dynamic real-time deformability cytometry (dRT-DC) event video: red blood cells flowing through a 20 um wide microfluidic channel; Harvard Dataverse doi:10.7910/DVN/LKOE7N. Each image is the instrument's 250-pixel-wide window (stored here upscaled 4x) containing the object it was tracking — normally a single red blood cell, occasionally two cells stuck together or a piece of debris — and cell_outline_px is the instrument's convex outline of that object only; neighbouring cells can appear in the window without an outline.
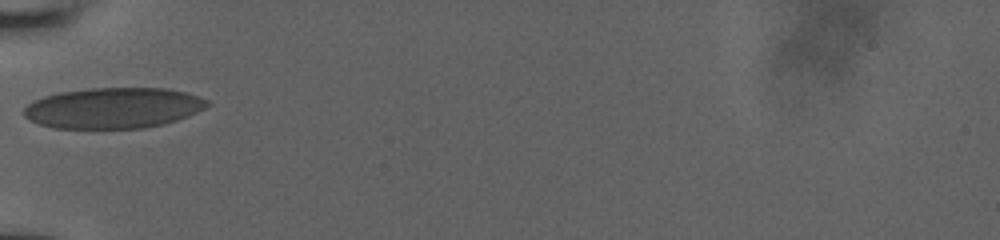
{"species": "human", "species_latin": "Homo sapiens", "temperature_condition": "room temperature", "stored_images_in_passage": 13, "camera_frame_rate_fps": 3000, "um_per_image_px": 0.085, "donor": {"sex": "male"}, "frame": {"image": 1, "passage_image": 1, "time_ms": 0.0, "image_size_px": [1000, 240], "cell_outline_px": [[212, 104], [188, 116], [176, 120], [144, 128], [52, 128], [28, 120], [24, 116], [24, 108], [32, 100], [44, 96], [60, 92], [92, 88], [164, 88], [184, 92], [208, 100]], "centroid_in_image_um": [9.6, 9.18], "position_along_channel_um": 75.4, "area_um2": 43.41}}
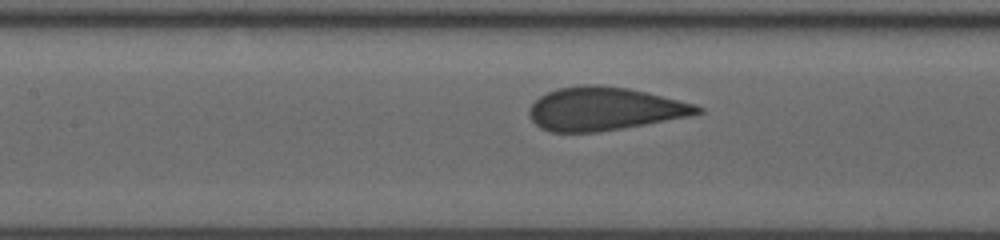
{"frame": {"image": 2, "passage_image": 8, "time_ms": 2.0, "image_size_px": [1000, 240], "cell_outline_px": [[704, 112], [688, 116], [644, 124], [596, 132], [552, 132], [540, 128], [532, 120], [528, 112], [532, 104], [540, 96], [556, 88], [584, 84], [600, 84], [628, 88], [696, 104], [704, 108]], "centroid_in_image_um": [51.35, 9.24], "position_along_channel_um": 156.0, "area_um2": 42.14}}
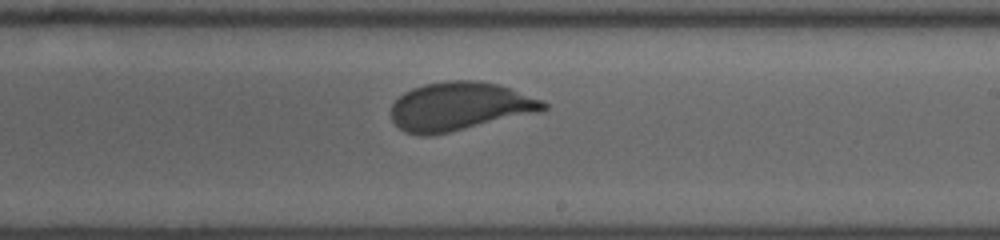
{"frame": {"image": 3, "passage_image": 13, "time_ms": 4.333, "image_size_px": [1000, 240], "cell_outline_px": [[548, 108], [540, 112], [448, 132], [428, 136], [420, 136], [404, 132], [392, 120], [392, 104], [404, 92], [412, 88], [424, 84], [448, 80], [476, 80], [500, 84], [544, 100], [548, 104]], "centroid_in_image_um": [39.09, 9.03], "position_along_channel_um": 249.9, "area_um2": 43.12}}